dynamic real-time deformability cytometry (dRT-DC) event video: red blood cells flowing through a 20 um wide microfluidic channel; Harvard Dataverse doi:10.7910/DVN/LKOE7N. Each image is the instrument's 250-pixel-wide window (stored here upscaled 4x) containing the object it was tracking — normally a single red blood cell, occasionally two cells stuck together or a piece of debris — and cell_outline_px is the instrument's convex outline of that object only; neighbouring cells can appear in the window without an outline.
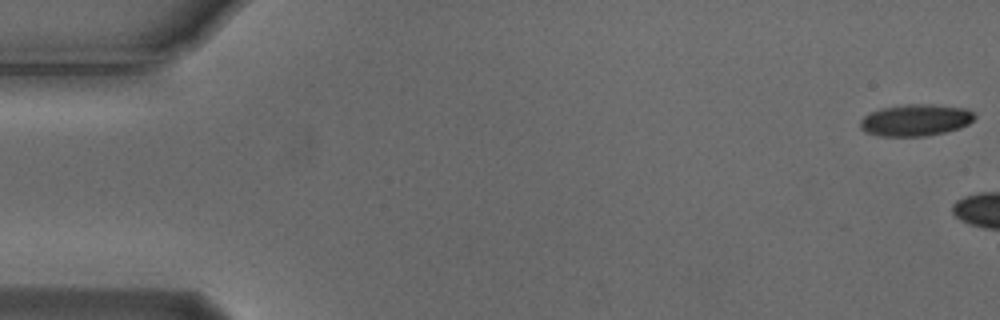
{"species": "Egyptian fruit bat (a non-hibernating species)", "species_latin": "Rousettus aegyptiacus", "temperature_condition": "cold", "stored_images_in_passage": 8, "camera_frame_rate_fps": 3000, "um_per_image_px": 0.085, "animal": {"sex": "male"}, "frame": {"image": 1, "passage_image": 1, "time_ms": 0.0, "image_size_px": [1000, 320], "cell_outline_px": [[976, 116], [968, 124], [960, 128], [944, 132], [924, 136], [880, 136], [864, 132], [860, 128], [860, 120], [868, 112], [880, 108], [908, 104], [932, 104], [964, 108], [972, 112]], "centroid_in_image_um": [77.78, 10.21], "position_along_channel_um": 7.2, "area_um2": 21.21}}